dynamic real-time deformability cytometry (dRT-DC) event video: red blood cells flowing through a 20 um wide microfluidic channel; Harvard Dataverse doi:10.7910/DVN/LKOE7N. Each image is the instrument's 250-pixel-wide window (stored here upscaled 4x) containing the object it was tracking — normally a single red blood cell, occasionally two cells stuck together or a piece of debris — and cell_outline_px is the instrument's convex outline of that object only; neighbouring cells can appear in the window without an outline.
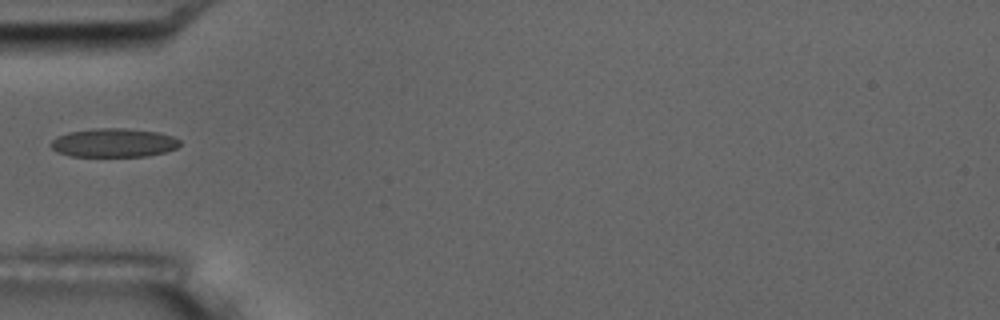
{"species": "common noctule bat (a hibernating species)", "species_latin": "Nyctalus noctula", "temperature_condition": "room temperature", "stored_images_in_passage": 1, "camera_frame_rate_fps": 3000, "um_per_image_px": 0.085, "animal": {"sex": "male", "body_mass_g": 17.5, "forearm_length_mm": 52.3}, "frame": {"image": 1, "passage_image": 1, "time_ms": 0.0, "image_size_px": [1000, 320], "cell_outline_px": [[180, 144], [176, 148], [164, 152], [148, 156], [72, 156], [56, 152], [48, 144], [56, 136], [68, 132], [96, 128], [124, 128], [156, 132], [172, 136], [180, 140]], "centroid_in_image_um": [9.62, 12.13], "position_along_channel_um": 75.4, "area_um2": 21.62}}